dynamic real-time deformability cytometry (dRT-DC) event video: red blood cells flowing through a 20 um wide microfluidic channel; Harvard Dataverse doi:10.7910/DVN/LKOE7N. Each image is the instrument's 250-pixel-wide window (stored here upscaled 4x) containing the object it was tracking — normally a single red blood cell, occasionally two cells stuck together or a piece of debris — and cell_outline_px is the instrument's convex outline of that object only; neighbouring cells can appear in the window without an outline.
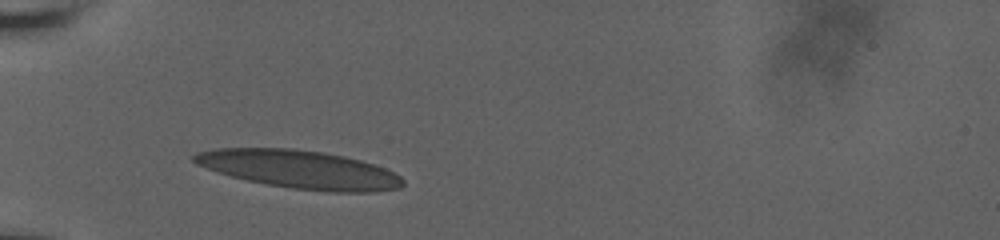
{"species": "human", "species_latin": "Homo sapiens", "temperature_condition": "room temperature", "stored_images_in_passage": 27, "camera_frame_rate_fps": 3000, "um_per_image_px": 0.085, "donor": {"sex": "male"}, "frame": {"image": 1, "passage_image": 1, "time_ms": 0.0, "image_size_px": [1000, 240], "cell_outline_px": [[404, 184], [400, 188], [376, 192], [328, 192], [292, 188], [268, 184], [248, 180], [232, 176], [196, 164], [192, 160], [192, 156], [196, 152], [216, 148], [292, 148], [320, 152], [344, 156], [360, 160], [384, 168], [400, 176], [404, 180]], "centroid_in_image_um": [25.48, 14.4], "position_along_channel_um": 59.5, "area_um2": 46.18}}
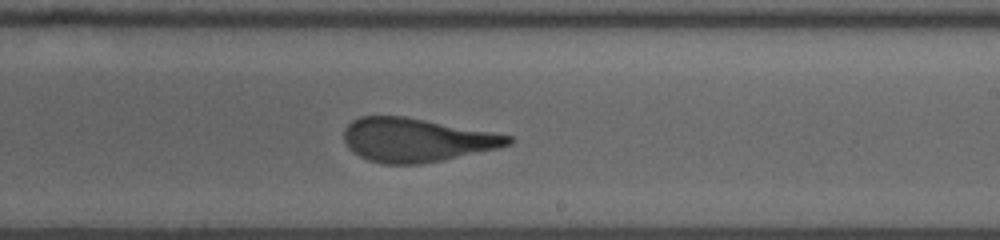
{"frame": {"image": 2, "passage_image": 16, "time_ms": 5.667, "image_size_px": [1000, 240], "cell_outline_px": [[512, 144], [496, 148], [444, 160], [420, 164], [384, 164], [368, 160], [360, 156], [348, 148], [344, 140], [344, 128], [352, 120], [360, 116], [404, 116], [492, 132], [512, 136]], "centroid_in_image_um": [35.35, 11.9], "position_along_channel_um": 253.6, "area_um2": 41.62}}
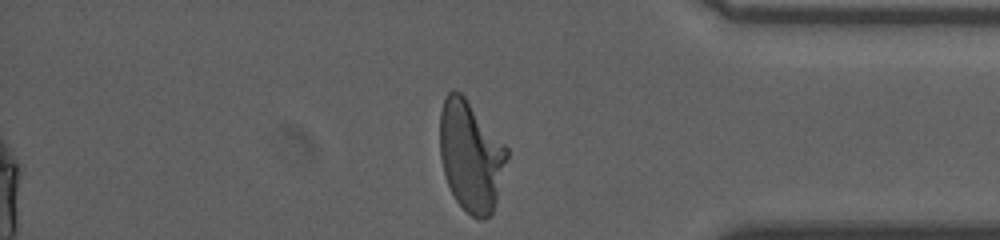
{"frame": {"image": 3, "passage_image": 27, "time_ms": 10.0, "image_size_px": [1000, 240], "cell_outline_px": [[508, 156], [496, 200], [492, 212], [484, 220], [480, 220], [472, 216], [456, 200], [448, 184], [444, 172], [440, 156], [440, 112], [444, 96], [452, 88], [460, 92], [464, 96], [508, 148]], "centroid_in_image_um": [40.0, 13.23], "position_along_channel_um": 395.2, "area_um2": 42.83}, "authors_computed_cell_mechanics": {"area_um2": 42.8298, "velocity_mm_per_s": 3.6438, "shape_relaxation_time_tau1_ms": 6.3488, "shape_relaxation_time_tau2_ms": 1.3233, "deformation_change_tau1": 0.2411, "deformation_change_tau2": 0.1122}}